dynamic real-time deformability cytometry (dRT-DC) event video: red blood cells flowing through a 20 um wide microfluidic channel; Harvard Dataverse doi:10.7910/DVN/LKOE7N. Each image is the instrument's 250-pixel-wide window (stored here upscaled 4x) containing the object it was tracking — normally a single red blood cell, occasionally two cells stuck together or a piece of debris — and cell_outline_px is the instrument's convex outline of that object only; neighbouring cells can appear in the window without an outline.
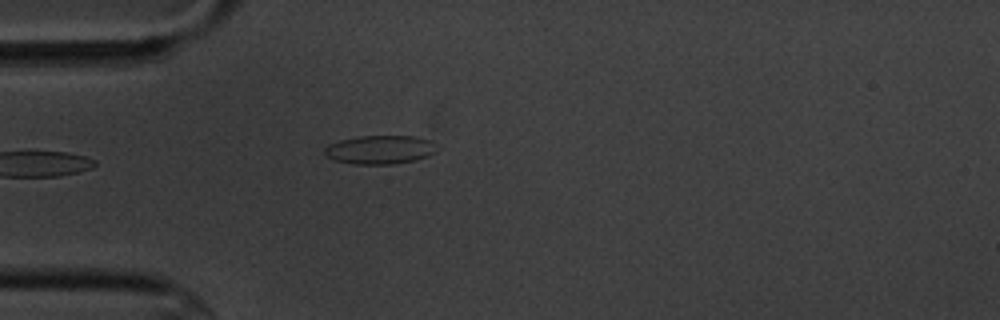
{"species": "common noctule bat (a hibernating species)", "species_latin": "Nyctalus noctula", "temperature_condition": "cold", "stored_images_in_passage": 6, "camera_frame_rate_fps": 3000, "um_per_image_px": 0.085, "animal": {"sex": "male", "body_mass_g": 20.1, "forearm_length_mm": 53.5}, "frame": {"image": 1, "passage_image": 4, "time_ms": 4.333, "image_size_px": [1000, 320], "cell_outline_px": [[436, 152], [428, 156], [416, 160], [392, 164], [352, 164], [332, 160], [324, 156], [324, 148], [328, 144], [340, 140], [360, 136], [416, 136], [432, 140]], "centroid_in_image_um": [32.26, 12.73], "position_along_channel_um": 52.7, "area_um2": 18.96}}